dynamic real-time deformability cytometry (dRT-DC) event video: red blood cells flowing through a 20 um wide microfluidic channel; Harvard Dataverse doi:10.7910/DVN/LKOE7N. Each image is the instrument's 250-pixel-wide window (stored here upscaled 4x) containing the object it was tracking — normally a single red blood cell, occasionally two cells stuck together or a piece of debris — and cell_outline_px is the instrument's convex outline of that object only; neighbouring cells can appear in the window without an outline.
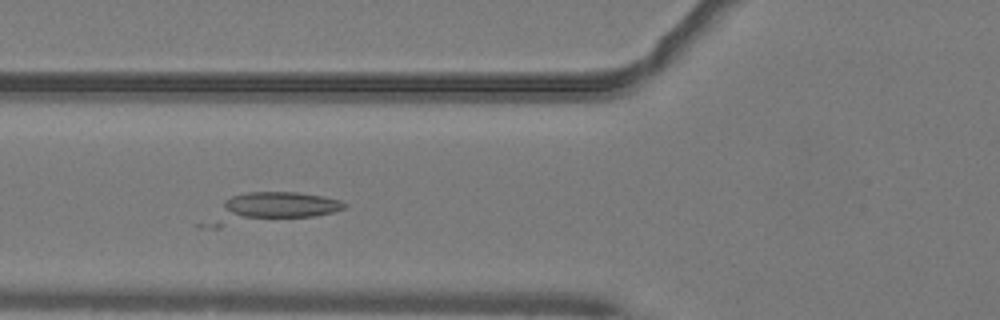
{"species": "common noctule bat (a hibernating species)", "species_latin": "Nyctalus noctula", "temperature_condition": "warm", "stored_images_in_passage": 51, "camera_frame_rate_fps": 3000, "um_per_image_px": 0.085, "animal": {"sex": "male", "body_mass_g": 19.2, "forearm_length_mm": 51.8}, "frame": {"image": 1, "passage_image": 20, "time_ms": 6.333, "image_size_px": [1000, 320], "cell_outline_px": [[348, 204], [344, 208], [336, 212], [312, 216], [228, 216], [224, 204], [224, 200], [232, 196], [248, 192], [296, 192], [324, 196], [340, 200]], "centroid_in_image_um": [23.9, 17.39], "position_along_channel_um": 101.9, "area_um2": 18.09}}
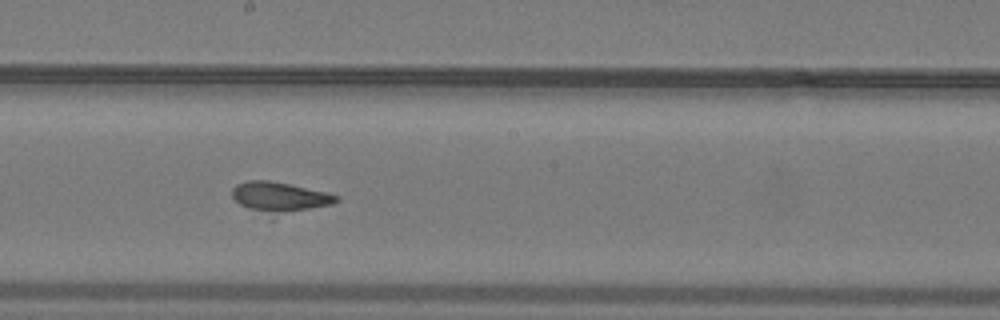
{"frame": {"image": 2, "passage_image": 29, "time_ms": 9.333, "image_size_px": [1000, 320], "cell_outline_px": [[340, 200], [332, 204], [272, 220], [268, 220], [240, 204], [232, 196], [232, 188], [236, 184], [248, 180], [268, 180], [328, 192], [340, 196]], "centroid_in_image_um": [23.78, 16.85], "position_along_channel_um": 224.4, "area_um2": 19.77}}
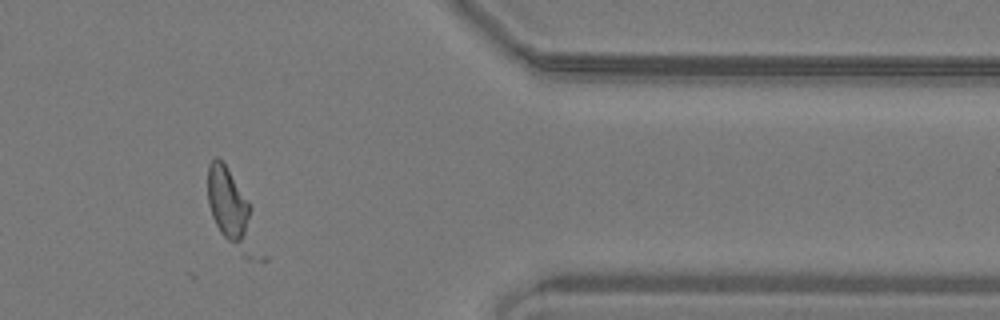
{"frame": {"image": 3, "passage_image": 43, "time_ms": 14.0, "image_size_px": [1000, 320], "cell_outline_px": [[252, 208], [240, 244], [236, 244], [228, 240], [220, 232], [212, 216], [208, 204], [208, 164], [216, 156], [224, 164]], "centroid_in_image_um": [19.3, 17.2], "position_along_channel_um": 392.1, "area_um2": 17.17}}